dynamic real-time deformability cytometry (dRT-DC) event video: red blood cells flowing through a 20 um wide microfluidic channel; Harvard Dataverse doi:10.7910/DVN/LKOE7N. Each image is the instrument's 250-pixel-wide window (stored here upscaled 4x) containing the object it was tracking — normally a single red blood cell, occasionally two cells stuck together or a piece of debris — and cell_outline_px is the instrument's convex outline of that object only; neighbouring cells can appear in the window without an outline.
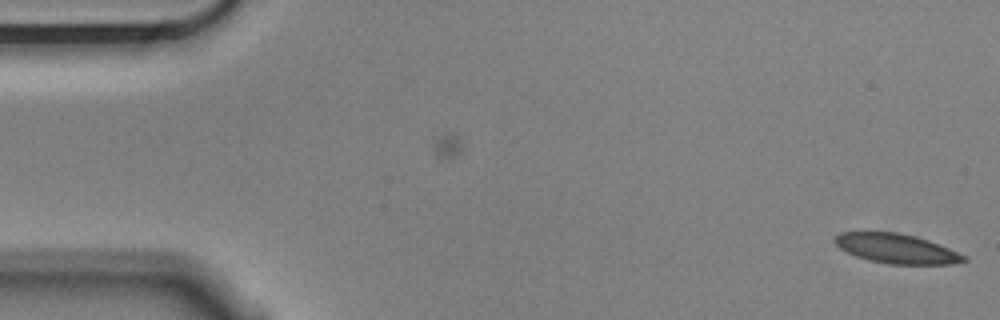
{"species": "Egyptian fruit bat (a non-hibernating species)", "species_latin": "Rousettus aegyptiacus", "temperature_condition": "cold", "stored_images_in_passage": 7, "camera_frame_rate_fps": 3000, "um_per_image_px": 0.085, "animal": {"sex": "male"}, "frame": {"image": 1, "passage_image": 7, "time_ms": 2.0, "image_size_px": [1000, 320], "cell_outline_px": [[968, 260], [952, 264], [888, 264], [868, 260], [856, 256], [840, 248], [832, 240], [840, 232], [900, 232], [928, 240], [940, 244], [968, 256]], "centroid_in_image_um": [76.23, 21.13], "position_along_channel_um": 8.8, "area_um2": 22.31}}